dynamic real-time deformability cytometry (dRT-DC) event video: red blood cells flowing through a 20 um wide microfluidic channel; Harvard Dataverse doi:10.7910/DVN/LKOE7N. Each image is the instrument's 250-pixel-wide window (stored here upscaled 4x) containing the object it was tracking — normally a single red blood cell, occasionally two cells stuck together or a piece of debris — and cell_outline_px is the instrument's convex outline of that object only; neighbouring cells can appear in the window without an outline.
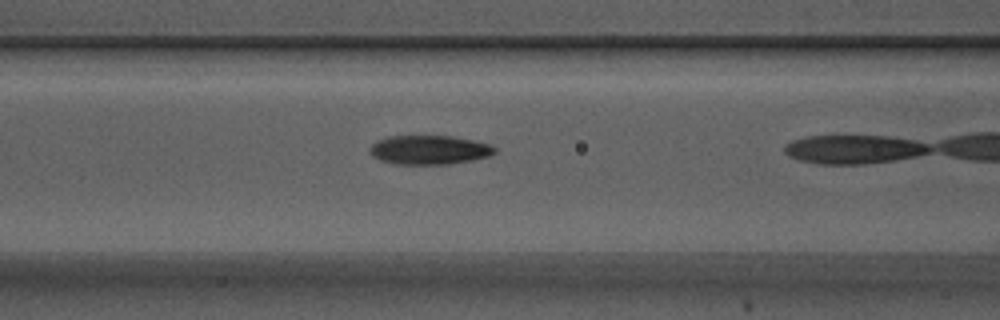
{"species": "Egyptian fruit bat (a non-hibernating species)", "species_latin": "Rousettus aegyptiacus", "temperature_condition": "warm", "stored_images_in_passage": 7, "camera_frame_rate_fps": 3000, "um_per_image_px": 0.085, "animal": {"sex": "male"}, "frame": {"image": 1, "passage_image": 3, "time_ms": 0.667, "image_size_px": [1000, 320], "cell_outline_px": [[496, 152], [488, 156], [472, 160], [448, 164], [396, 164], [380, 160], [372, 156], [368, 152], [368, 148], [376, 140], [388, 136], [452, 136], [472, 140], [488, 144], [496, 148]], "centroid_in_image_um": [36.43, 12.74], "position_along_channel_um": 130.2, "area_um2": 21.21}}